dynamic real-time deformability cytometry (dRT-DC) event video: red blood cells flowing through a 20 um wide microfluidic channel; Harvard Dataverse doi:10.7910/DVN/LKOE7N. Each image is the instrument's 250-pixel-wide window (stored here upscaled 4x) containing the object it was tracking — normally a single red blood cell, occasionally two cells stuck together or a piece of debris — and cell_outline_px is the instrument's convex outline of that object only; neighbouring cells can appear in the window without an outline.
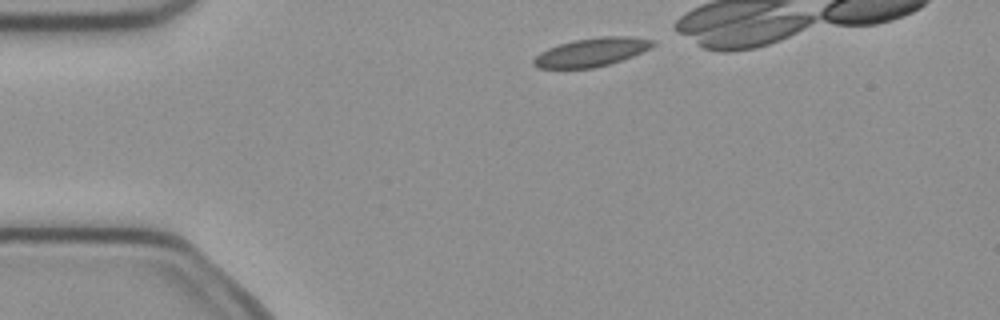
{"species": "common noctule bat (a hibernating species)", "species_latin": "Nyctalus noctula", "temperature_condition": "cold", "stored_images_in_passage": 3, "camera_frame_rate_fps": 3000, "um_per_image_px": 0.085, "animal": {"sex": "female", "body_mass_g": 21.9}, "frame": {"image": 1, "passage_image": 1, "time_ms": 0.0, "image_size_px": [1000, 320], "cell_outline_px": [[656, 44], [632, 56], [608, 64], [592, 68], [540, 68], [532, 64], [532, 60], [540, 52], [548, 48], [572, 40], [600, 36], [628, 36], [652, 40]], "centroid_in_image_um": [50.23, 4.43], "position_along_channel_um": 34.8, "area_um2": 19.54}}